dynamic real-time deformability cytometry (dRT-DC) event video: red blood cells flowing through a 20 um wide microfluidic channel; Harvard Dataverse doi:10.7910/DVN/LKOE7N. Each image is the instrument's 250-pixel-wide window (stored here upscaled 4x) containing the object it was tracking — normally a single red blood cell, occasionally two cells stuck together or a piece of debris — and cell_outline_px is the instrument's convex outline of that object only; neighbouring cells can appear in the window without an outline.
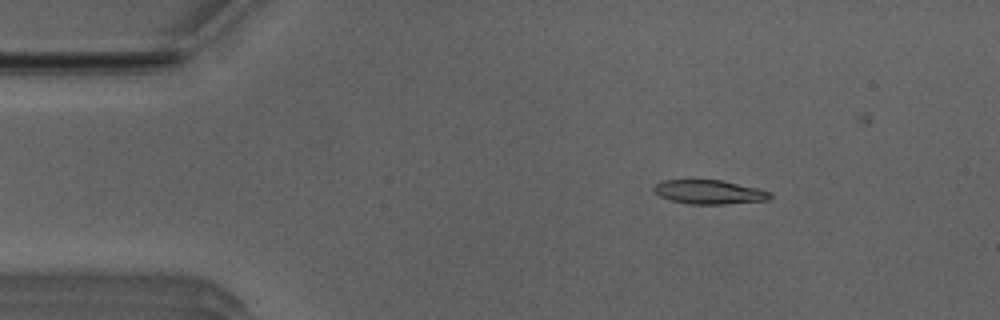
{"species": "Egyptian fruit bat (a non-hibernating species)", "species_latin": "Rousettus aegyptiacus", "temperature_condition": "room temperature", "stored_images_in_passage": 49, "camera_frame_rate_fps": 3000, "um_per_image_px": 0.085, "animal": {"sex": "male"}, "frame": {"image": 1, "passage_image": 6, "time_ms": 1.667, "image_size_px": [1000, 320], "cell_outline_px": [[772, 196], [768, 200], [724, 204], [688, 204], [672, 200], [660, 196], [652, 188], [656, 184], [664, 180], [720, 180], [756, 188], [772, 192]], "centroid_in_image_um": [60.29, 16.33], "position_along_channel_um": 24.7, "area_um2": 16.07}}
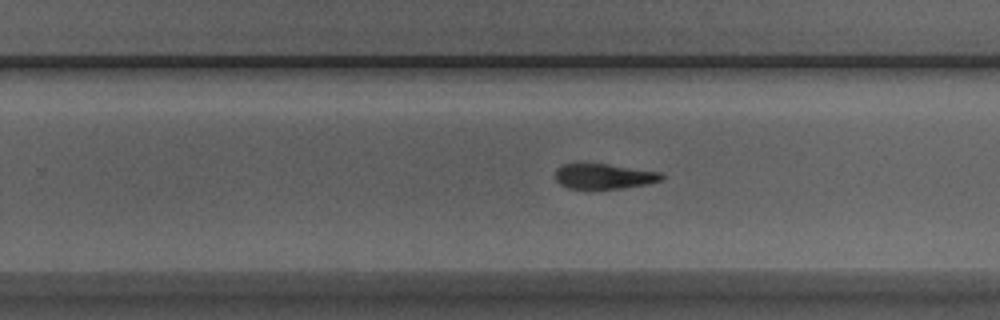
{"frame": {"image": 2, "passage_image": 30, "time_ms": 9.667, "image_size_px": [1000, 320], "cell_outline_px": [[664, 176], [660, 180], [648, 184], [620, 188], [568, 188], [560, 184], [556, 180], [556, 168], [564, 164], [608, 164], [660, 172]], "centroid_in_image_um": [51.33, 14.98], "position_along_channel_um": 278.5, "area_um2": 15.32}}
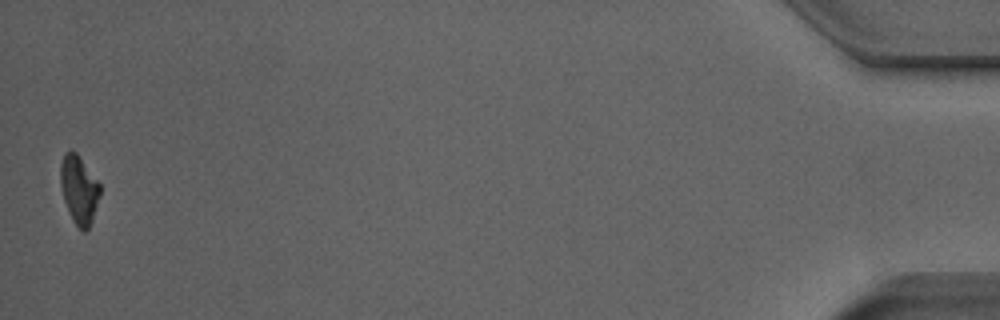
{"frame": {"image": 3, "passage_image": 49, "time_ms": 16.0, "image_size_px": [1000, 320], "cell_outline_px": [[100, 196], [92, 220], [88, 228], [84, 232], [72, 220], [68, 212], [64, 200], [60, 184], [60, 164], [64, 152], [76, 152], [100, 184]], "centroid_in_image_um": [6.7, 16.12], "position_along_channel_um": 428.5, "area_um2": 15.61}, "authors_computed_cell_mechanics": {"area_um2": 16.3574, "velocity_mm_per_s": 3.9539, "shape_relaxation_time_tau1_ms": null, "shape_relaxation_time_tau2_ms": 5.2827, "deformation_change_tau1": null, "deformation_change_tau2": 0.1518}}